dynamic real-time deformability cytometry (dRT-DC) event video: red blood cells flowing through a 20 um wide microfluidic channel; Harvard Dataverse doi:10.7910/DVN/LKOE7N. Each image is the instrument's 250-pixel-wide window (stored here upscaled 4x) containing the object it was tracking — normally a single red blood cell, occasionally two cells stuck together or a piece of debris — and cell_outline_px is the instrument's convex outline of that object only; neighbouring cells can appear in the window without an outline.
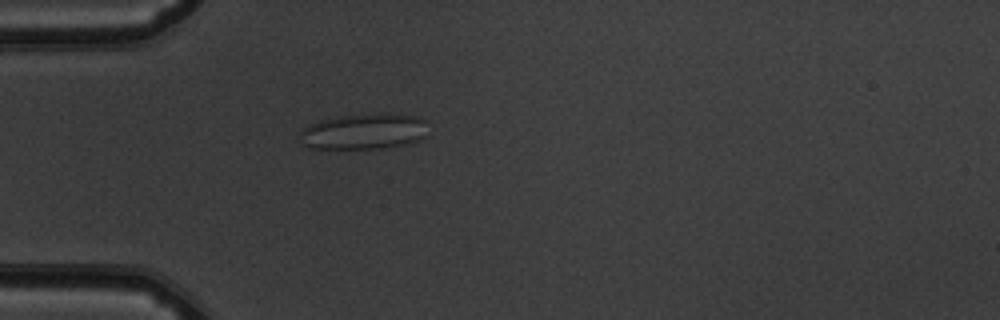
{"species": "common noctule bat (a hibernating species)", "species_latin": "Nyctalus noctula", "temperature_condition": "warm", "stored_images_in_passage": 48, "camera_frame_rate_fps": 3000, "um_per_image_px": 0.085, "animal": {"sex": "male", "body_mass_g": 19.5, "forearm_length_mm": 54.6}, "frame": {"image": 1, "passage_image": 11, "time_ms": 3.333, "image_size_px": [1000, 320], "cell_outline_px": [[428, 136], [412, 144], [380, 148], [308, 148], [300, 144], [300, 132], [308, 124], [340, 116], [360, 112], [380, 112], [416, 116], [428, 120]], "centroid_in_image_um": [31.02, 11.15], "position_along_channel_um": 54.0, "area_um2": 27.69}}
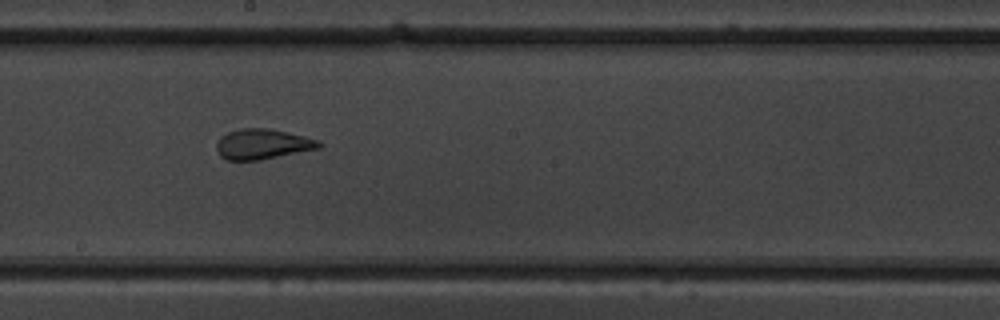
{"frame": {"image": 2, "passage_image": 25, "time_ms": 8.0, "image_size_px": [1000, 320], "cell_outline_px": [[324, 144], [320, 148], [260, 160], [228, 160], [220, 156], [216, 152], [216, 144], [220, 136], [228, 132], [240, 128], [268, 128], [304, 136], [320, 140]], "centroid_in_image_um": [22.31, 12.25], "position_along_channel_um": 225.9, "area_um2": 18.21}}
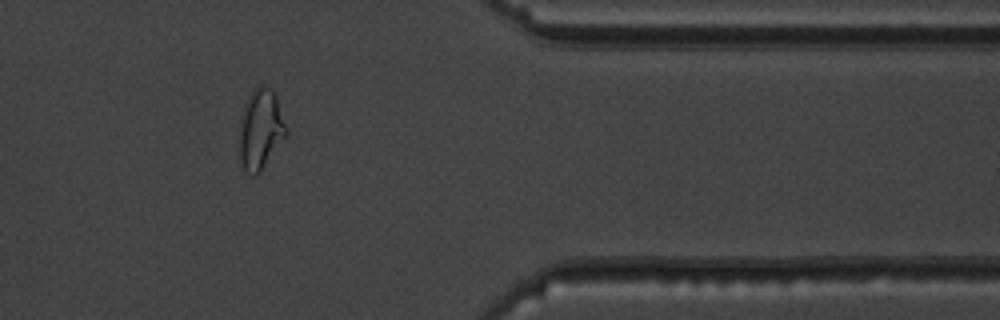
{"frame": {"image": 3, "passage_image": 39, "time_ms": 12.667, "image_size_px": [1000, 320], "cell_outline_px": [[288, 132], [260, 172], [256, 176], [252, 176], [244, 168], [240, 156], [240, 120], [244, 108], [256, 84], [260, 84], [272, 88], [276, 96], [288, 128]], "centroid_in_image_um": [22.17, 10.96], "position_along_channel_um": 389.2, "area_um2": 21.62}, "authors_computed_cell_mechanics": {"area_um2": 20.9525, "velocity_mm_per_s": 3.8669, "shape_relaxation_time_tau1_ms": null, "shape_relaxation_time_tau2_ms": 1.0366, "deformation_change_tau1": null, "deformation_change_tau2": 0.0792}}